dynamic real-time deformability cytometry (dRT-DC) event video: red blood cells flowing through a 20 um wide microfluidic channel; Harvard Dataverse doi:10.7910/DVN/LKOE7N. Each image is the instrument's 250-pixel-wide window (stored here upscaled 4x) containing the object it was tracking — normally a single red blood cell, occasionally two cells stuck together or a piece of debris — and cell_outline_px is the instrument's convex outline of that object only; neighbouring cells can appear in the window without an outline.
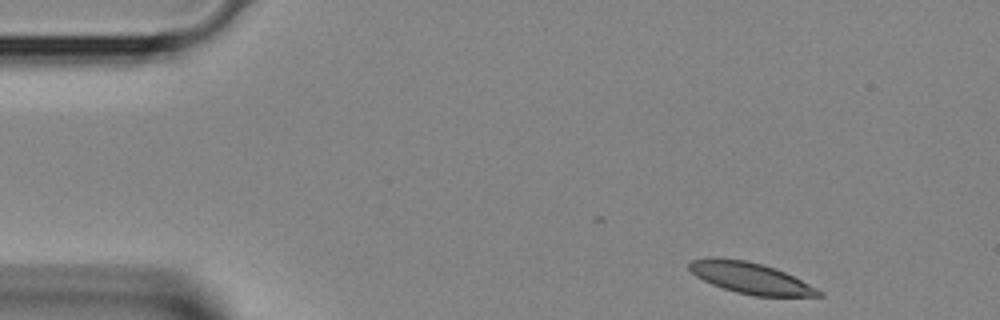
{"species": "Egyptian fruit bat (a non-hibernating species)", "species_latin": "Rousettus aegyptiacus", "temperature_condition": "room temperature", "stored_images_in_passage": 2, "camera_frame_rate_fps": 3000, "um_per_image_px": 0.085, "animal": {"sex": "female"}, "frame": {"image": 1, "passage_image": 1, "time_ms": 0.0, "image_size_px": [1000, 320], "cell_outline_px": [[824, 296], [752, 296], [736, 292], [712, 284], [696, 276], [688, 268], [688, 264], [692, 260], [708, 256], [716, 256], [744, 260], [764, 264], [776, 268], [824, 292]], "centroid_in_image_um": [63.75, 23.61], "position_along_channel_um": 21.2, "area_um2": 23.58}}